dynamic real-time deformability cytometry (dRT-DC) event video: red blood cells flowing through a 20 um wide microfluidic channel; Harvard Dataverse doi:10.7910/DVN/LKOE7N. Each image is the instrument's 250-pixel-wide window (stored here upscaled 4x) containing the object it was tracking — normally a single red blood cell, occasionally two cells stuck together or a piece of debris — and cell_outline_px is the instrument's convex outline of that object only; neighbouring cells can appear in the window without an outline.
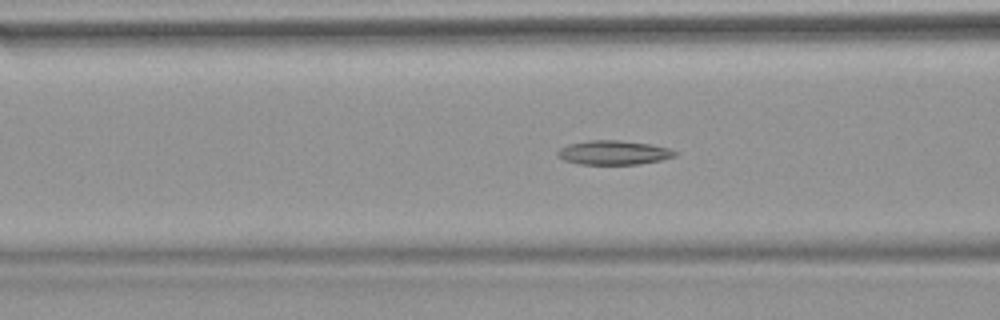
{"species": "common noctule bat (a hibernating species)", "species_latin": "Nyctalus noctula", "temperature_condition": "warm", "stored_images_in_passage": 51, "camera_frame_rate_fps": 3000, "um_per_image_px": 0.085, "animal": {"sex": "female", "body_mass_g": 18.4}, "frame": {"image": 1, "passage_image": 19, "time_ms": 6.0, "image_size_px": [1000, 320], "cell_outline_px": [[680, 152], [676, 156], [660, 160], [640, 164], [580, 164], [564, 160], [556, 156], [556, 152], [560, 148], [568, 144], [592, 140], [616, 140], [648, 144], [668, 148]], "centroid_in_image_um": [52.15, 12.97], "position_along_channel_um": 114.5, "area_um2": 16.47}}
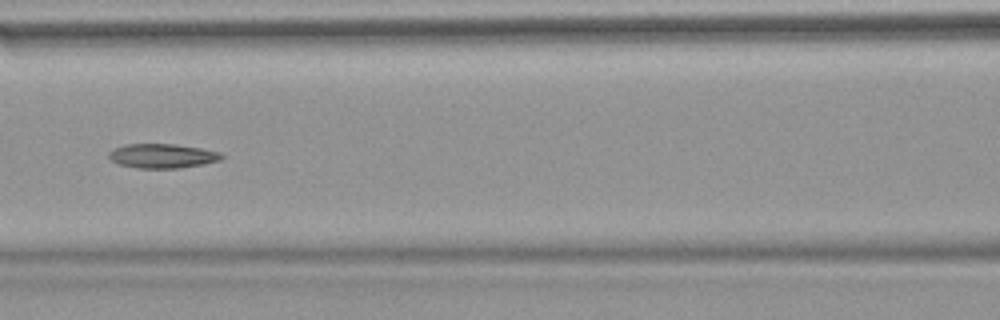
{"frame": {"image": 2, "passage_image": 22, "time_ms": 7.0, "image_size_px": [1000, 320], "cell_outline_px": [[224, 156], [220, 160], [204, 164], [180, 168], [136, 168], [120, 164], [112, 160], [108, 156], [108, 152], [124, 144], [172, 144], [200, 148], [220, 152]], "centroid_in_image_um": [13.81, 13.25], "position_along_channel_um": 152.8, "area_um2": 15.9}}
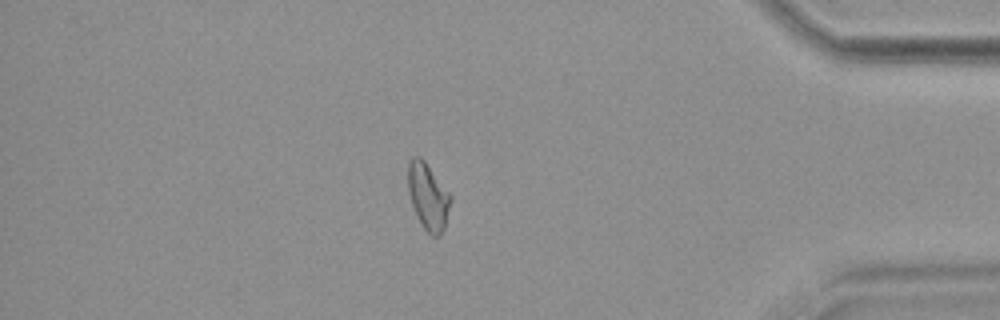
{"frame": {"image": 3, "passage_image": 44, "time_ms": 14.333, "image_size_px": [1000, 320], "cell_outline_px": [[452, 200], [444, 228], [440, 236], [432, 236], [424, 228], [412, 204], [408, 192], [408, 164], [412, 156], [420, 156], [424, 160], [452, 196]], "centroid_in_image_um": [36.4, 16.68], "position_along_channel_um": 398.8, "area_um2": 16.36}}